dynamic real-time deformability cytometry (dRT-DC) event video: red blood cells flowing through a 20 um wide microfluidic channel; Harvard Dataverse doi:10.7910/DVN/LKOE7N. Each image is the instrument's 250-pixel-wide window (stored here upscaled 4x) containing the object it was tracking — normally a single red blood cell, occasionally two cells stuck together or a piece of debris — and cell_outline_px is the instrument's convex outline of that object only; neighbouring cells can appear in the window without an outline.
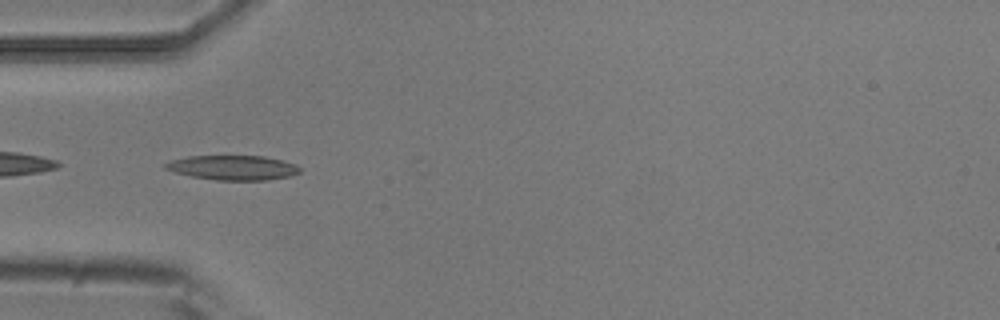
{"species": "common noctule bat (a hibernating species)", "species_latin": "Nyctalus noctula", "temperature_condition": "room temperature", "stored_images_in_passage": 21, "camera_frame_rate_fps": 3000, "um_per_image_px": 0.085, "animal": {"sex": "male", "body_mass_g": 20.5, "forearm_length_mm": 52.5}, "frame": {"image": 1, "passage_image": 15, "time_ms": 4.667, "image_size_px": [1000, 320], "cell_outline_px": [[300, 172], [288, 176], [268, 180], [216, 180], [192, 176], [176, 172], [164, 168], [164, 164], [172, 160], [188, 156], [264, 156], [284, 160], [296, 164], [300, 168]], "centroid_in_image_um": [19.83, 14.24], "position_along_channel_um": 65.2, "area_um2": 19.19}}